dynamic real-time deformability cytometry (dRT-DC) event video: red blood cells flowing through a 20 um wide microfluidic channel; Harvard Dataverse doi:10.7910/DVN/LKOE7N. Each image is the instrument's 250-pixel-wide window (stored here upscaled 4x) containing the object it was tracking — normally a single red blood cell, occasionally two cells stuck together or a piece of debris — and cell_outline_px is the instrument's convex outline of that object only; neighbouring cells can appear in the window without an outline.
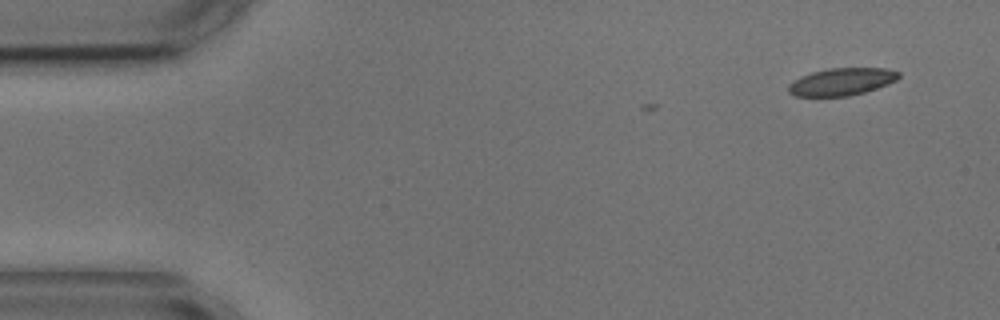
{"species": "common noctule bat (a hibernating species)", "species_latin": "Nyctalus noctula", "temperature_condition": "cold", "stored_images_in_passage": 6, "camera_frame_rate_fps": 3000, "um_per_image_px": 0.085, "animal": {"sex": "male", "body_mass_g": 17.9, "forearm_length_mm": 54.2}, "frame": {"image": 1, "passage_image": 1, "time_ms": 0.0, "image_size_px": [1000, 320], "cell_outline_px": [[900, 76], [896, 80], [888, 84], [864, 92], [848, 96], [792, 96], [788, 92], [788, 84], [800, 76], [812, 72], [828, 68], [888, 68], [900, 72]], "centroid_in_image_um": [71.53, 6.94], "position_along_channel_um": 13.5, "area_um2": 17.69}}